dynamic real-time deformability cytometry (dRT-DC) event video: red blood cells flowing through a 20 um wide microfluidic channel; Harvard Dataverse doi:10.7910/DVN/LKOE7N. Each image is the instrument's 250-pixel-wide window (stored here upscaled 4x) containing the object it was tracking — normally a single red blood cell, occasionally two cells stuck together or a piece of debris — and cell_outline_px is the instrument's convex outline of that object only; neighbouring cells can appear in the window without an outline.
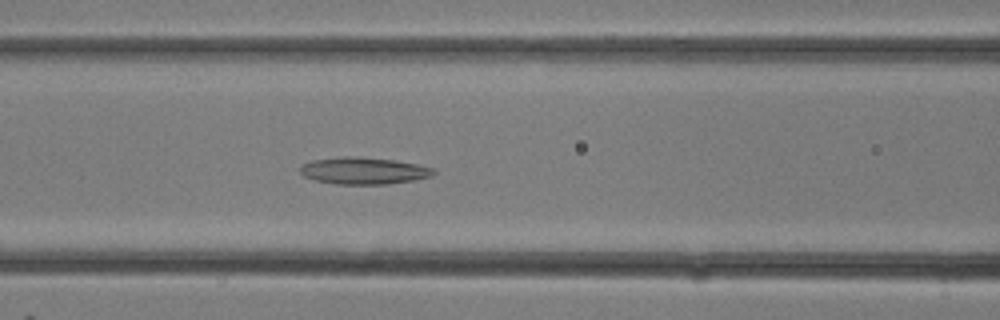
{"species": "common noctule bat (a hibernating species)", "species_latin": "Nyctalus noctula", "temperature_condition": "room temperature", "stored_images_in_passage": 27, "camera_frame_rate_fps": 3000, "um_per_image_px": 0.085, "animal": {"sex": "female"}, "frame": {"image": 1, "passage_image": 11, "time_ms": 3.333, "image_size_px": [1000, 320], "cell_outline_px": [[436, 172], [432, 176], [412, 180], [388, 184], [336, 184], [316, 180], [304, 176], [300, 172], [300, 164], [312, 160], [344, 156], [356, 156], [396, 160], [436, 168]], "centroid_in_image_um": [30.92, 14.5], "position_along_channel_um": 135.7, "area_um2": 21.04}}
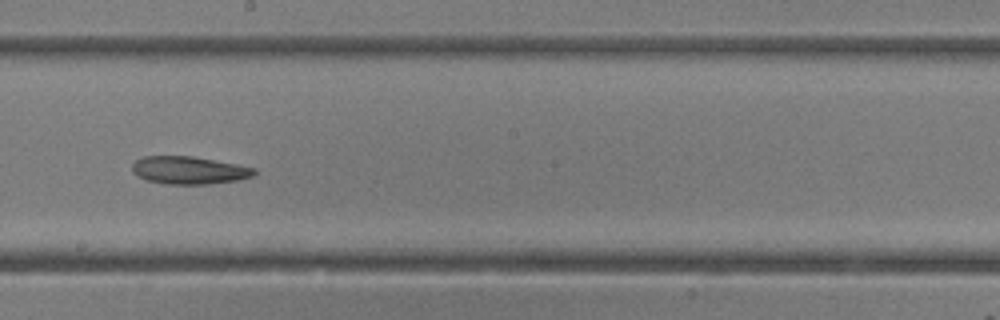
{"frame": {"image": 2, "passage_image": 15, "time_ms": 4.667, "image_size_px": [1000, 320], "cell_outline_px": [[256, 176], [240, 180], [208, 184], [164, 184], [148, 180], [136, 176], [132, 172], [132, 164], [136, 160], [144, 156], [192, 156], [256, 168]], "centroid_in_image_um": [16.08, 14.48], "position_along_channel_um": 232.1, "area_um2": 19.83}}
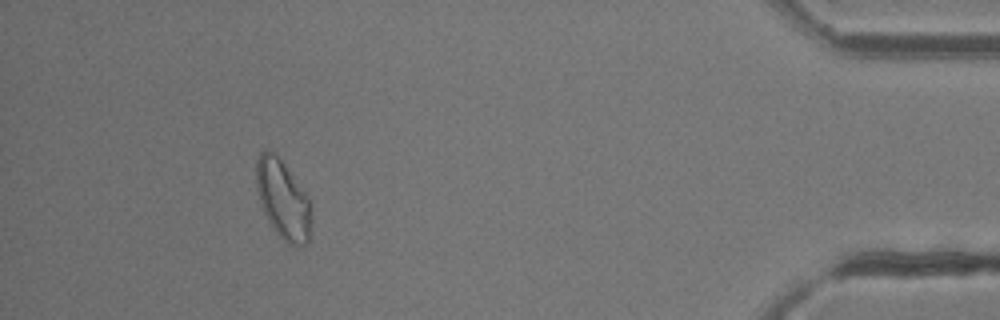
{"frame": {"image": 3, "passage_image": 25, "time_ms": 8.0, "image_size_px": [1000, 320], "cell_outline_px": [[312, 216], [308, 244], [300, 248], [288, 244], [272, 228], [260, 204], [256, 192], [256, 160], [260, 152], [264, 148], [276, 152], [308, 196]], "centroid_in_image_um": [24.04, 16.95], "position_along_channel_um": 411.2, "area_um2": 25.89}}